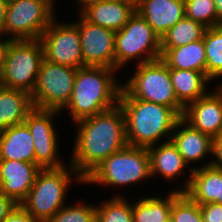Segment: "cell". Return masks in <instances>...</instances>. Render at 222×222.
<instances>
[{
  "label": "cell",
  "mask_w": 222,
  "mask_h": 222,
  "mask_svg": "<svg viewBox=\"0 0 222 222\" xmlns=\"http://www.w3.org/2000/svg\"><path fill=\"white\" fill-rule=\"evenodd\" d=\"M203 222H222V204L209 203L200 205Z\"/></svg>",
  "instance_id": "32"
},
{
  "label": "cell",
  "mask_w": 222,
  "mask_h": 222,
  "mask_svg": "<svg viewBox=\"0 0 222 222\" xmlns=\"http://www.w3.org/2000/svg\"><path fill=\"white\" fill-rule=\"evenodd\" d=\"M136 12V5L127 0H98L81 12L90 23L119 31Z\"/></svg>",
  "instance_id": "18"
},
{
  "label": "cell",
  "mask_w": 222,
  "mask_h": 222,
  "mask_svg": "<svg viewBox=\"0 0 222 222\" xmlns=\"http://www.w3.org/2000/svg\"><path fill=\"white\" fill-rule=\"evenodd\" d=\"M17 203L10 197L0 193V222H3Z\"/></svg>",
  "instance_id": "35"
},
{
  "label": "cell",
  "mask_w": 222,
  "mask_h": 222,
  "mask_svg": "<svg viewBox=\"0 0 222 222\" xmlns=\"http://www.w3.org/2000/svg\"><path fill=\"white\" fill-rule=\"evenodd\" d=\"M185 17L203 24L207 28L218 26V14L214 0H184Z\"/></svg>",
  "instance_id": "29"
},
{
  "label": "cell",
  "mask_w": 222,
  "mask_h": 222,
  "mask_svg": "<svg viewBox=\"0 0 222 222\" xmlns=\"http://www.w3.org/2000/svg\"><path fill=\"white\" fill-rule=\"evenodd\" d=\"M113 71L103 66L77 69L72 95L65 106L70 109L75 122L112 109L114 102L118 104L122 87L113 81Z\"/></svg>",
  "instance_id": "3"
},
{
  "label": "cell",
  "mask_w": 222,
  "mask_h": 222,
  "mask_svg": "<svg viewBox=\"0 0 222 222\" xmlns=\"http://www.w3.org/2000/svg\"><path fill=\"white\" fill-rule=\"evenodd\" d=\"M172 193L164 199L146 198L132 206L134 222H170Z\"/></svg>",
  "instance_id": "26"
},
{
  "label": "cell",
  "mask_w": 222,
  "mask_h": 222,
  "mask_svg": "<svg viewBox=\"0 0 222 222\" xmlns=\"http://www.w3.org/2000/svg\"><path fill=\"white\" fill-rule=\"evenodd\" d=\"M170 222H203L200 205L181 191L172 192Z\"/></svg>",
  "instance_id": "28"
},
{
  "label": "cell",
  "mask_w": 222,
  "mask_h": 222,
  "mask_svg": "<svg viewBox=\"0 0 222 222\" xmlns=\"http://www.w3.org/2000/svg\"><path fill=\"white\" fill-rule=\"evenodd\" d=\"M64 167L41 169L27 197L20 203L38 222H47L64 207L65 192L70 184Z\"/></svg>",
  "instance_id": "7"
},
{
  "label": "cell",
  "mask_w": 222,
  "mask_h": 222,
  "mask_svg": "<svg viewBox=\"0 0 222 222\" xmlns=\"http://www.w3.org/2000/svg\"><path fill=\"white\" fill-rule=\"evenodd\" d=\"M191 171V179L181 192L199 205L222 204V169L207 164L200 169L192 168Z\"/></svg>",
  "instance_id": "17"
},
{
  "label": "cell",
  "mask_w": 222,
  "mask_h": 222,
  "mask_svg": "<svg viewBox=\"0 0 222 222\" xmlns=\"http://www.w3.org/2000/svg\"><path fill=\"white\" fill-rule=\"evenodd\" d=\"M44 58L40 39H9L0 71V86L32 94Z\"/></svg>",
  "instance_id": "4"
},
{
  "label": "cell",
  "mask_w": 222,
  "mask_h": 222,
  "mask_svg": "<svg viewBox=\"0 0 222 222\" xmlns=\"http://www.w3.org/2000/svg\"><path fill=\"white\" fill-rule=\"evenodd\" d=\"M127 1H130V2L134 3L135 5H137L140 0H127Z\"/></svg>",
  "instance_id": "40"
},
{
  "label": "cell",
  "mask_w": 222,
  "mask_h": 222,
  "mask_svg": "<svg viewBox=\"0 0 222 222\" xmlns=\"http://www.w3.org/2000/svg\"><path fill=\"white\" fill-rule=\"evenodd\" d=\"M136 11L161 38L170 28L185 17L184 0H140Z\"/></svg>",
  "instance_id": "16"
},
{
  "label": "cell",
  "mask_w": 222,
  "mask_h": 222,
  "mask_svg": "<svg viewBox=\"0 0 222 222\" xmlns=\"http://www.w3.org/2000/svg\"><path fill=\"white\" fill-rule=\"evenodd\" d=\"M219 89L187 104L182 116L187 124L212 138L222 132V88Z\"/></svg>",
  "instance_id": "14"
},
{
  "label": "cell",
  "mask_w": 222,
  "mask_h": 222,
  "mask_svg": "<svg viewBox=\"0 0 222 222\" xmlns=\"http://www.w3.org/2000/svg\"><path fill=\"white\" fill-rule=\"evenodd\" d=\"M206 29L203 24L183 17L160 38L161 50H169L203 39Z\"/></svg>",
  "instance_id": "25"
},
{
  "label": "cell",
  "mask_w": 222,
  "mask_h": 222,
  "mask_svg": "<svg viewBox=\"0 0 222 222\" xmlns=\"http://www.w3.org/2000/svg\"><path fill=\"white\" fill-rule=\"evenodd\" d=\"M79 124L73 153L72 169L78 180L84 179L111 154L128 145L126 121L119 104L115 107L77 121Z\"/></svg>",
  "instance_id": "1"
},
{
  "label": "cell",
  "mask_w": 222,
  "mask_h": 222,
  "mask_svg": "<svg viewBox=\"0 0 222 222\" xmlns=\"http://www.w3.org/2000/svg\"><path fill=\"white\" fill-rule=\"evenodd\" d=\"M56 112L59 111L33 108L24 120L33 137L35 164L41 169L63 167V164L55 158L57 138L51 117Z\"/></svg>",
  "instance_id": "13"
},
{
  "label": "cell",
  "mask_w": 222,
  "mask_h": 222,
  "mask_svg": "<svg viewBox=\"0 0 222 222\" xmlns=\"http://www.w3.org/2000/svg\"><path fill=\"white\" fill-rule=\"evenodd\" d=\"M140 63L161 58V40L152 27L136 11L115 35V69L136 56L147 53Z\"/></svg>",
  "instance_id": "8"
},
{
  "label": "cell",
  "mask_w": 222,
  "mask_h": 222,
  "mask_svg": "<svg viewBox=\"0 0 222 222\" xmlns=\"http://www.w3.org/2000/svg\"><path fill=\"white\" fill-rule=\"evenodd\" d=\"M3 222H38L20 204H17Z\"/></svg>",
  "instance_id": "33"
},
{
  "label": "cell",
  "mask_w": 222,
  "mask_h": 222,
  "mask_svg": "<svg viewBox=\"0 0 222 222\" xmlns=\"http://www.w3.org/2000/svg\"><path fill=\"white\" fill-rule=\"evenodd\" d=\"M150 158L151 175L161 173L164 178L172 179L174 176L180 174L185 163L183 157L180 155L177 147L169 139L162 143L157 149L153 146L147 148Z\"/></svg>",
  "instance_id": "24"
},
{
  "label": "cell",
  "mask_w": 222,
  "mask_h": 222,
  "mask_svg": "<svg viewBox=\"0 0 222 222\" xmlns=\"http://www.w3.org/2000/svg\"><path fill=\"white\" fill-rule=\"evenodd\" d=\"M47 222H96V207L86 205L63 207Z\"/></svg>",
  "instance_id": "31"
},
{
  "label": "cell",
  "mask_w": 222,
  "mask_h": 222,
  "mask_svg": "<svg viewBox=\"0 0 222 222\" xmlns=\"http://www.w3.org/2000/svg\"><path fill=\"white\" fill-rule=\"evenodd\" d=\"M126 121V137L129 146L149 148L156 140L177 127L184 119L172 108L131 97L123 88L119 96Z\"/></svg>",
  "instance_id": "2"
},
{
  "label": "cell",
  "mask_w": 222,
  "mask_h": 222,
  "mask_svg": "<svg viewBox=\"0 0 222 222\" xmlns=\"http://www.w3.org/2000/svg\"><path fill=\"white\" fill-rule=\"evenodd\" d=\"M211 153L217 157L219 162L216 160L215 162H210L209 164L216 168L222 169V132L213 137Z\"/></svg>",
  "instance_id": "34"
},
{
  "label": "cell",
  "mask_w": 222,
  "mask_h": 222,
  "mask_svg": "<svg viewBox=\"0 0 222 222\" xmlns=\"http://www.w3.org/2000/svg\"><path fill=\"white\" fill-rule=\"evenodd\" d=\"M184 124V129L178 130L175 134L173 132L170 140L187 164L189 161L202 159L207 152H212L213 138L193 128L190 124L186 127L185 120Z\"/></svg>",
  "instance_id": "23"
},
{
  "label": "cell",
  "mask_w": 222,
  "mask_h": 222,
  "mask_svg": "<svg viewBox=\"0 0 222 222\" xmlns=\"http://www.w3.org/2000/svg\"><path fill=\"white\" fill-rule=\"evenodd\" d=\"M8 42H9V39L4 42L0 41V71L2 69L3 60H4V53H5V49H6Z\"/></svg>",
  "instance_id": "38"
},
{
  "label": "cell",
  "mask_w": 222,
  "mask_h": 222,
  "mask_svg": "<svg viewBox=\"0 0 222 222\" xmlns=\"http://www.w3.org/2000/svg\"><path fill=\"white\" fill-rule=\"evenodd\" d=\"M170 78L177 100L184 106L206 96L205 83L209 77L199 71L170 68Z\"/></svg>",
  "instance_id": "22"
},
{
  "label": "cell",
  "mask_w": 222,
  "mask_h": 222,
  "mask_svg": "<svg viewBox=\"0 0 222 222\" xmlns=\"http://www.w3.org/2000/svg\"><path fill=\"white\" fill-rule=\"evenodd\" d=\"M44 58L49 62L72 68L83 67L79 28L75 24H53L44 30L40 38Z\"/></svg>",
  "instance_id": "11"
},
{
  "label": "cell",
  "mask_w": 222,
  "mask_h": 222,
  "mask_svg": "<svg viewBox=\"0 0 222 222\" xmlns=\"http://www.w3.org/2000/svg\"><path fill=\"white\" fill-rule=\"evenodd\" d=\"M40 170L35 163L0 160V193L20 204L27 197Z\"/></svg>",
  "instance_id": "15"
},
{
  "label": "cell",
  "mask_w": 222,
  "mask_h": 222,
  "mask_svg": "<svg viewBox=\"0 0 222 222\" xmlns=\"http://www.w3.org/2000/svg\"><path fill=\"white\" fill-rule=\"evenodd\" d=\"M160 59L169 68L194 70L206 74L204 38L169 50H161Z\"/></svg>",
  "instance_id": "21"
},
{
  "label": "cell",
  "mask_w": 222,
  "mask_h": 222,
  "mask_svg": "<svg viewBox=\"0 0 222 222\" xmlns=\"http://www.w3.org/2000/svg\"><path fill=\"white\" fill-rule=\"evenodd\" d=\"M150 175L151 167L147 148L127 145L99 164L84 179V182L123 185L137 182Z\"/></svg>",
  "instance_id": "6"
},
{
  "label": "cell",
  "mask_w": 222,
  "mask_h": 222,
  "mask_svg": "<svg viewBox=\"0 0 222 222\" xmlns=\"http://www.w3.org/2000/svg\"><path fill=\"white\" fill-rule=\"evenodd\" d=\"M84 66H103L115 69L116 32L87 21L82 15L76 24Z\"/></svg>",
  "instance_id": "12"
},
{
  "label": "cell",
  "mask_w": 222,
  "mask_h": 222,
  "mask_svg": "<svg viewBox=\"0 0 222 222\" xmlns=\"http://www.w3.org/2000/svg\"><path fill=\"white\" fill-rule=\"evenodd\" d=\"M53 0H10L7 7L5 34L15 40L40 39L53 17ZM15 35V36H14Z\"/></svg>",
  "instance_id": "10"
},
{
  "label": "cell",
  "mask_w": 222,
  "mask_h": 222,
  "mask_svg": "<svg viewBox=\"0 0 222 222\" xmlns=\"http://www.w3.org/2000/svg\"><path fill=\"white\" fill-rule=\"evenodd\" d=\"M78 1H81V3L84 4V6H83L84 8H82V10H81V12H82V11L85 10L89 5L95 3V2L98 1V0H78Z\"/></svg>",
  "instance_id": "39"
},
{
  "label": "cell",
  "mask_w": 222,
  "mask_h": 222,
  "mask_svg": "<svg viewBox=\"0 0 222 222\" xmlns=\"http://www.w3.org/2000/svg\"><path fill=\"white\" fill-rule=\"evenodd\" d=\"M96 222H134L132 206L121 197H115L101 207H96Z\"/></svg>",
  "instance_id": "30"
},
{
  "label": "cell",
  "mask_w": 222,
  "mask_h": 222,
  "mask_svg": "<svg viewBox=\"0 0 222 222\" xmlns=\"http://www.w3.org/2000/svg\"><path fill=\"white\" fill-rule=\"evenodd\" d=\"M206 75L209 79L222 76V25L207 28L204 34Z\"/></svg>",
  "instance_id": "27"
},
{
  "label": "cell",
  "mask_w": 222,
  "mask_h": 222,
  "mask_svg": "<svg viewBox=\"0 0 222 222\" xmlns=\"http://www.w3.org/2000/svg\"><path fill=\"white\" fill-rule=\"evenodd\" d=\"M77 69L43 58L35 88L31 94L34 108L62 110L72 95Z\"/></svg>",
  "instance_id": "9"
},
{
  "label": "cell",
  "mask_w": 222,
  "mask_h": 222,
  "mask_svg": "<svg viewBox=\"0 0 222 222\" xmlns=\"http://www.w3.org/2000/svg\"><path fill=\"white\" fill-rule=\"evenodd\" d=\"M122 88L135 99L168 106L183 116L185 107L177 100L170 68L161 59L138 64L135 75Z\"/></svg>",
  "instance_id": "5"
},
{
  "label": "cell",
  "mask_w": 222,
  "mask_h": 222,
  "mask_svg": "<svg viewBox=\"0 0 222 222\" xmlns=\"http://www.w3.org/2000/svg\"><path fill=\"white\" fill-rule=\"evenodd\" d=\"M33 108L29 93L0 86V130L24 123Z\"/></svg>",
  "instance_id": "20"
},
{
  "label": "cell",
  "mask_w": 222,
  "mask_h": 222,
  "mask_svg": "<svg viewBox=\"0 0 222 222\" xmlns=\"http://www.w3.org/2000/svg\"><path fill=\"white\" fill-rule=\"evenodd\" d=\"M218 14V26L222 25V0H214Z\"/></svg>",
  "instance_id": "37"
},
{
  "label": "cell",
  "mask_w": 222,
  "mask_h": 222,
  "mask_svg": "<svg viewBox=\"0 0 222 222\" xmlns=\"http://www.w3.org/2000/svg\"><path fill=\"white\" fill-rule=\"evenodd\" d=\"M0 160L35 163L34 141L25 123L0 130Z\"/></svg>",
  "instance_id": "19"
},
{
  "label": "cell",
  "mask_w": 222,
  "mask_h": 222,
  "mask_svg": "<svg viewBox=\"0 0 222 222\" xmlns=\"http://www.w3.org/2000/svg\"><path fill=\"white\" fill-rule=\"evenodd\" d=\"M9 1L0 0V34L5 33V22Z\"/></svg>",
  "instance_id": "36"
}]
</instances>
